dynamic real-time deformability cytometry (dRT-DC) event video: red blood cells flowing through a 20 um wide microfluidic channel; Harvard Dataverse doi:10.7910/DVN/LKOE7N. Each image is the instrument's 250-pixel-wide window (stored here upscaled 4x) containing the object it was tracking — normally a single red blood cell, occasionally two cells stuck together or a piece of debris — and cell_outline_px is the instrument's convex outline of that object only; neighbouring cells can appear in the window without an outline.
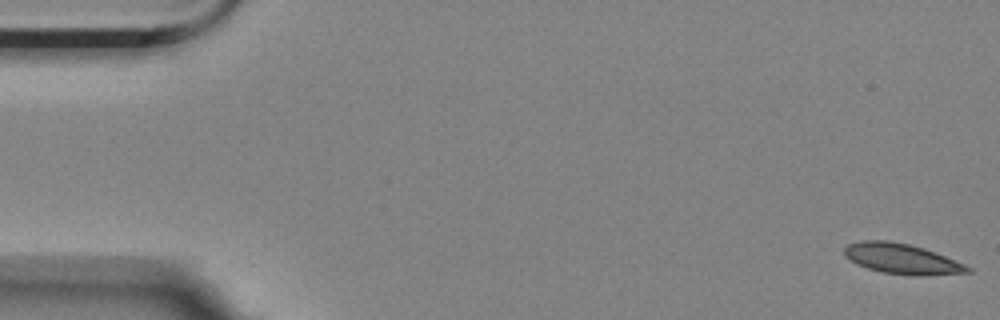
{"species": "Egyptian fruit bat (a non-hibernating species)", "species_latin": "Rousettus aegyptiacus", "temperature_condition": "room temperature", "stored_images_in_passage": 5, "camera_frame_rate_fps": 3000, "um_per_image_px": 0.085, "animal": {"sex": "female"}, "frame": {"image": 1, "passage_image": 1, "time_ms": 0.0, "image_size_px": [1000, 320], "cell_outline_px": [[972, 272], [920, 276], [916, 276], [884, 272], [868, 268], [856, 264], [844, 256], [844, 248], [848, 244], [860, 240], [888, 240], [908, 244], [924, 248], [964, 264], [972, 268]], "centroid_in_image_um": [76.63, 21.99], "position_along_channel_um": 8.4, "area_um2": 21.68}}